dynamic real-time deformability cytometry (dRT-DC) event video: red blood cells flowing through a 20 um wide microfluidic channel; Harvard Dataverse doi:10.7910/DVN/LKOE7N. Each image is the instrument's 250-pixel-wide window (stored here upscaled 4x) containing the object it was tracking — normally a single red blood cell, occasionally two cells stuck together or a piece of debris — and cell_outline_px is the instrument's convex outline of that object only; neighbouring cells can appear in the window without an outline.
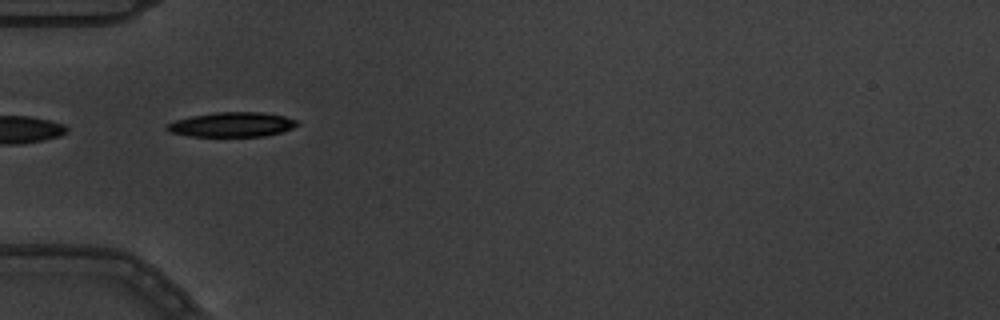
{"species": "common noctule bat (a hibernating species)", "species_latin": "Nyctalus noctula", "temperature_condition": "warm", "stored_images_in_passage": 5, "camera_frame_rate_fps": 3000, "um_per_image_px": 0.085, "animal": {"sex": "male", "body_mass_g": 19.5, "forearm_length_mm": 54.6}, "frame": {"image": 1, "passage_image": 1, "time_ms": 0.0, "image_size_px": [1000, 320], "cell_outline_px": [[300, 124], [292, 128], [280, 132], [264, 136], [188, 136], [168, 132], [164, 128], [168, 124], [176, 120], [192, 116], [216, 112], [260, 112], [284, 116], [296, 120]], "centroid_in_image_um": [19.69, 10.59], "position_along_channel_um": 65.3, "area_um2": 18.61}}
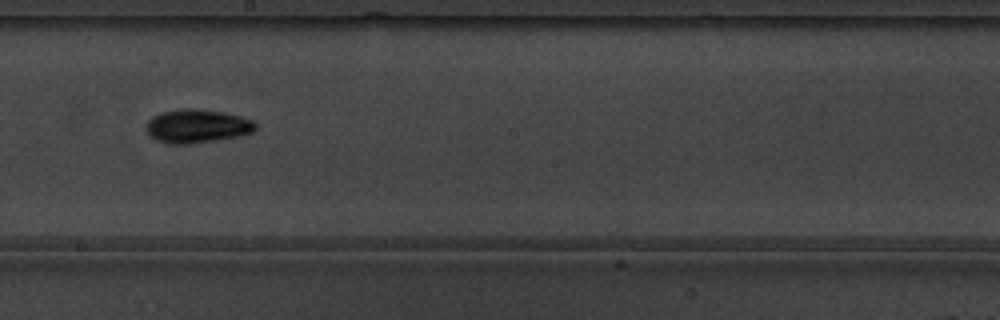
{"frame": {"image": 2, "passage_image": 5, "time_ms": 1.333, "image_size_px": [1000, 320], "cell_outline_px": [[256, 128], [252, 132], [240, 136], [188, 144], [168, 144], [156, 140], [148, 136], [144, 124], [152, 116], [164, 112], [184, 108], [196, 108], [224, 112], [240, 116], [252, 120], [256, 124]], "centroid_in_image_um": [16.71, 10.72], "position_along_channel_um": 231.5, "area_um2": 21.56}}